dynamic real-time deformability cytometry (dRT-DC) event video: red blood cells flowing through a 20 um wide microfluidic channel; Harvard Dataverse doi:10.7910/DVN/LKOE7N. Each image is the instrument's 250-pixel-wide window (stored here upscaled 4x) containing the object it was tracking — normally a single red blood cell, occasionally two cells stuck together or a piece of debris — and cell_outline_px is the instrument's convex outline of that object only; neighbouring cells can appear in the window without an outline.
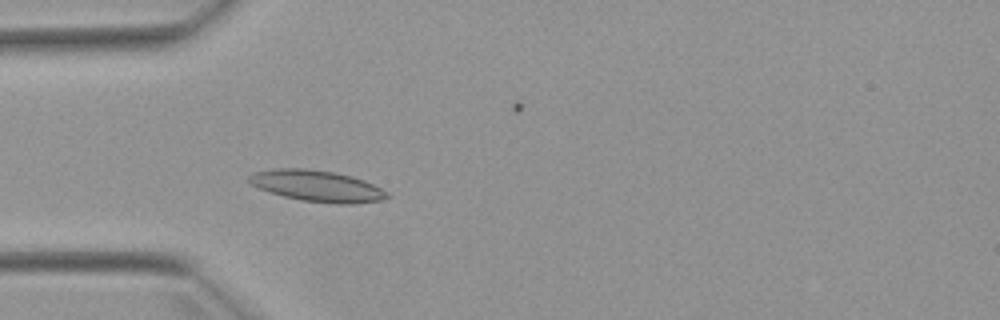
{"species": "Egyptian fruit bat (a non-hibernating species)", "species_latin": "Rousettus aegyptiacus", "temperature_condition": "warm", "stored_images_in_passage": 5, "camera_frame_rate_fps": 3000, "um_per_image_px": 0.085, "animal": {"sex": "female"}, "frame": {"image": 1, "passage_image": 5, "time_ms": 5.0, "image_size_px": [1000, 320], "cell_outline_px": [[392, 196], [384, 200], [352, 204], [332, 204], [300, 200], [284, 196], [260, 188], [252, 184], [248, 180], [248, 176], [256, 172], [276, 168], [304, 168], [332, 172], [352, 176], [364, 180], [388, 192]], "centroid_in_image_um": [27.01, 15.82], "position_along_channel_um": 58.0, "area_um2": 25.09}}